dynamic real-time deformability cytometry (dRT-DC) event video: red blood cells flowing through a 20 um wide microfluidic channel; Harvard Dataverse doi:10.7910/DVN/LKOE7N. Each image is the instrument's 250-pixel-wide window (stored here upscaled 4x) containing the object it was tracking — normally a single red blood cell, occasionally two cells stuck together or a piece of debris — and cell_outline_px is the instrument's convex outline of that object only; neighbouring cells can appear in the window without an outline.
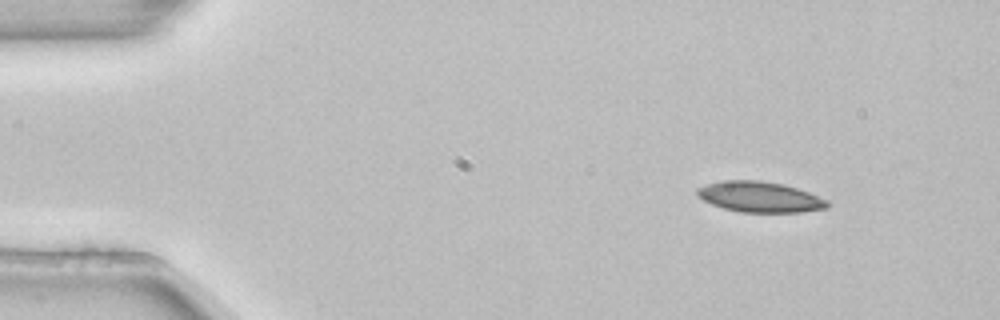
{"species": "common noctule bat (a hibernating species)", "species_latin": "Nyctalus noctula", "temperature_condition": "room temperature", "stored_images_in_passage": 2, "camera_frame_rate_fps": 3000, "um_per_image_px": 0.085, "animal": {"sex": "female", "body_mass_g": 22.7, "forearm_length_mm": 54.2}, "frame": {"image": 1, "passage_image": 1, "time_ms": 0.0, "image_size_px": [1000, 320], "cell_outline_px": [[828, 208], [800, 212], [740, 212], [724, 208], [712, 204], [696, 196], [696, 188], [708, 184], [724, 180], [760, 180], [784, 184], [808, 192], [828, 200]], "centroid_in_image_um": [64.57, 16.73], "position_along_channel_um": 20.4, "area_um2": 23.18}}